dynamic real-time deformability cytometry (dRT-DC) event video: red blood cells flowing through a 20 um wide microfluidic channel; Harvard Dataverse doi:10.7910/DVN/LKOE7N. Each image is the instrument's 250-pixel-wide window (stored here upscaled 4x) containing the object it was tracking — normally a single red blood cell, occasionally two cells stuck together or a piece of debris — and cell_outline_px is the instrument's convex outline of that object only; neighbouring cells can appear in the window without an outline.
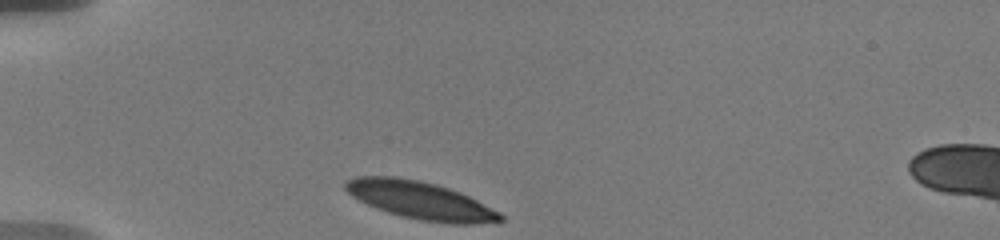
{"species": "human", "species_latin": "Homo sapiens", "temperature_condition": "warm", "stored_images_in_passage": 20, "camera_frame_rate_fps": 3000, "um_per_image_px": 0.085, "donor": {"sex": "male"}, "frame": {"image": 1, "passage_image": 1, "time_ms": 0.0, "image_size_px": [1000, 240], "cell_outline_px": [[504, 220], [500, 224], [452, 224], [420, 220], [388, 212], [376, 208], [352, 196], [344, 188], [344, 180], [356, 176], [396, 176], [420, 180], [436, 184], [460, 192], [500, 212], [504, 216]], "centroid_in_image_um": [35.78, 17.04], "position_along_channel_um": 49.2, "area_um2": 34.33}}
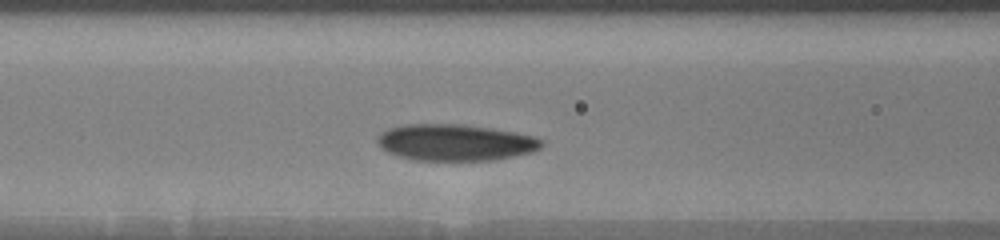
{"frame": {"image": 2, "passage_image": 15, "time_ms": 3.0, "image_size_px": [1000, 240], "cell_outline_px": [[544, 144], [540, 148], [532, 152], [496, 160], [412, 160], [388, 152], [380, 148], [376, 140], [376, 136], [380, 132], [388, 128], [408, 124], [460, 124], [516, 132], [532, 136], [544, 140]], "centroid_in_image_um": [38.68, 12.11], "position_along_channel_um": 127.9, "area_um2": 35.03}}
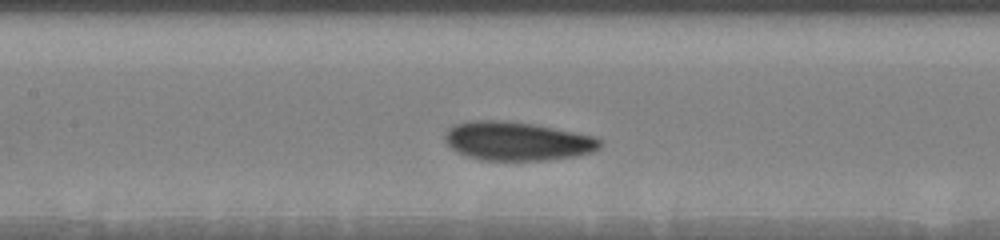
{"frame": {"image": 3, "passage_image": 20, "time_ms": 4.0, "image_size_px": [1000, 240], "cell_outline_px": [[604, 144], [600, 148], [592, 152], [576, 156], [544, 160], [480, 160], [456, 152], [444, 140], [444, 132], [448, 128], [464, 120], [508, 120], [532, 124], [576, 132], [592, 136], [600, 140]], "centroid_in_image_um": [43.93, 11.98], "position_along_channel_um": 163.5, "area_um2": 35.26}}